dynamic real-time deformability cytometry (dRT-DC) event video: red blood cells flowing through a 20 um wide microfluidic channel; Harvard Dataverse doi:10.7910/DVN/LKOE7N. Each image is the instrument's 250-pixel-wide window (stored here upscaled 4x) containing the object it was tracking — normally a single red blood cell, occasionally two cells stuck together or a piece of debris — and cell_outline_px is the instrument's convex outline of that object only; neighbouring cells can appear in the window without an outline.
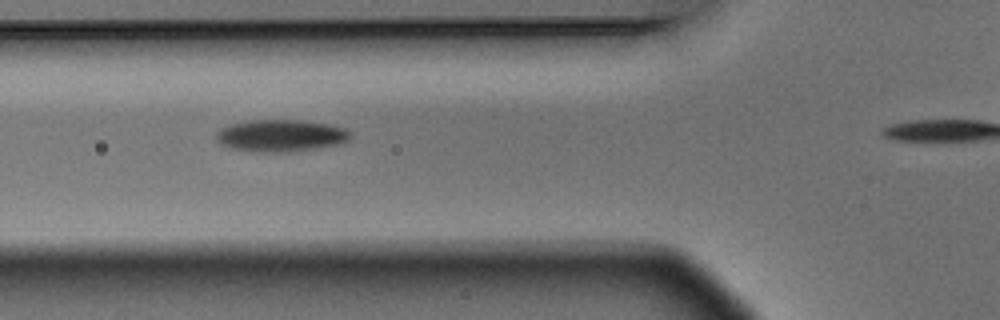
{"species": "Egyptian fruit bat (a non-hibernating species)", "species_latin": "Rousettus aegyptiacus", "temperature_condition": "warm", "stored_images_in_passage": 7, "camera_frame_rate_fps": 3000, "um_per_image_px": 0.085, "animal": {"sex": "male"}, "frame": {"image": 1, "passage_image": 2, "time_ms": 0.333, "image_size_px": [1000, 320], "cell_outline_px": [[352, 136], [344, 144], [288, 152], [260, 152], [232, 148], [220, 144], [216, 140], [216, 132], [220, 128], [232, 124], [252, 120], [300, 120], [328, 124], [344, 128], [352, 132]], "centroid_in_image_um": [23.9, 11.53], "position_along_channel_um": 101.9, "area_um2": 25.14}}